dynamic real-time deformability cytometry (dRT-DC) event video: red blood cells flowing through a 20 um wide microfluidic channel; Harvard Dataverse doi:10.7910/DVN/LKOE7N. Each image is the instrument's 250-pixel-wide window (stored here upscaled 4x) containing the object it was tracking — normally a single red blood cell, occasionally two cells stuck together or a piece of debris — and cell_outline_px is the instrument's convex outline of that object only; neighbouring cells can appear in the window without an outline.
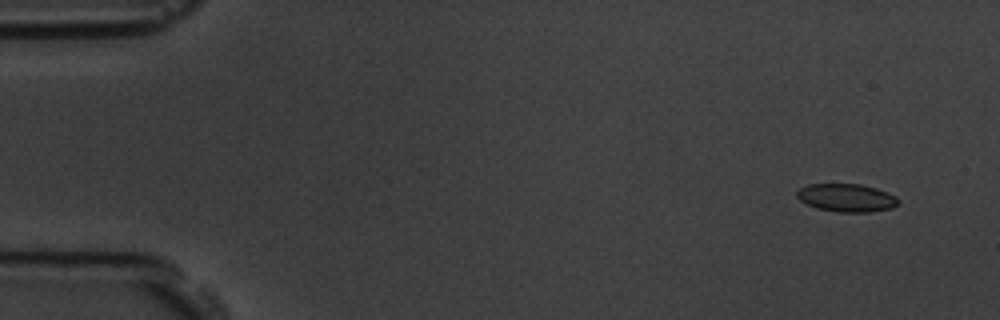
{"species": "common noctule bat (a hibernating species)", "species_latin": "Nyctalus noctula", "temperature_condition": "room temperature", "stored_images_in_passage": 4, "camera_frame_rate_fps": 3000, "um_per_image_px": 0.085, "animal": {"sex": "male", "body_mass_g": 19.5, "forearm_length_mm": 54.6}, "frame": {"image": 1, "passage_image": 1, "time_ms": 0.0, "image_size_px": [1000, 320], "cell_outline_px": [[900, 200], [892, 208], [868, 212], [836, 212], [816, 208], [800, 200], [796, 196], [796, 192], [800, 188], [808, 184], [860, 184], [876, 188], [896, 196]], "centroid_in_image_um": [71.94, 16.81], "position_along_channel_um": 13.1, "area_um2": 16.53}}
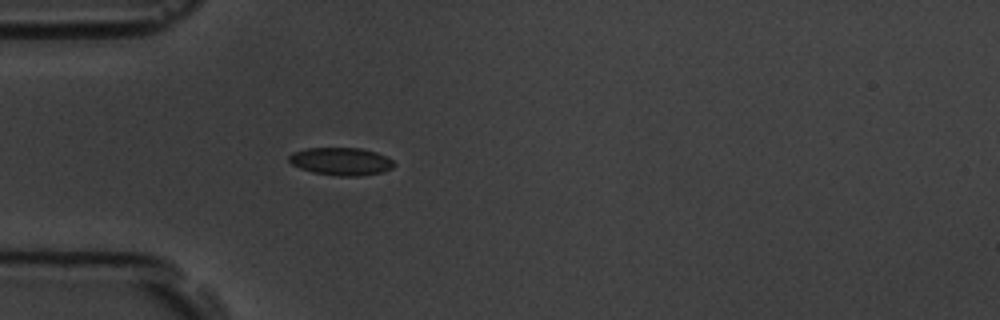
{"frame": {"image": 2, "passage_image": 4, "time_ms": 4.333, "image_size_px": [1000, 320], "cell_outline_px": [[396, 164], [392, 168], [384, 172], [356, 176], [336, 176], [312, 172], [300, 168], [292, 164], [288, 160], [288, 156], [292, 152], [304, 148], [360, 148], [376, 152], [392, 160]], "centroid_in_image_um": [28.97, 13.72], "position_along_channel_um": 56.0, "area_um2": 17.05}}